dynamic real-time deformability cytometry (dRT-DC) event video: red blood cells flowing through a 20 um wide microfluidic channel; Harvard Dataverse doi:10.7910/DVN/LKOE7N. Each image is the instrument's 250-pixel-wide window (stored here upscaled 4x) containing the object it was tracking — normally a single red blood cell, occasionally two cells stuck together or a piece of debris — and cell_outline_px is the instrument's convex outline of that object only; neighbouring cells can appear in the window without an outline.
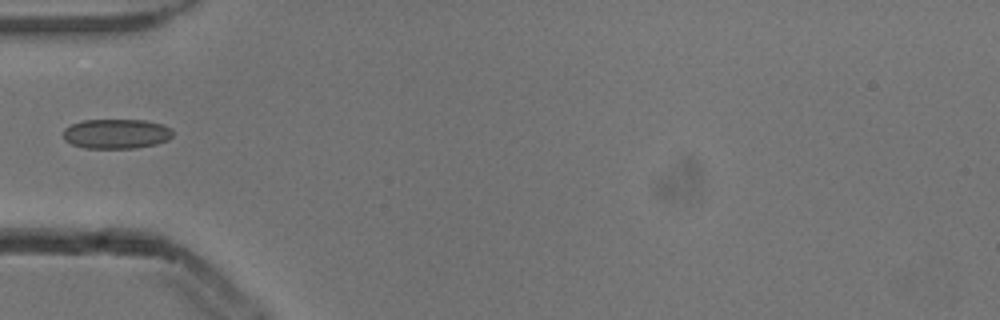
{"species": "common noctule bat (a hibernating species)", "species_latin": "Nyctalus noctula", "temperature_condition": "cold", "stored_images_in_passage": 1, "camera_frame_rate_fps": 3000, "um_per_image_px": 0.085, "animal": {"sex": "male", "body_mass_g": 13.3}, "frame": {"image": 1, "passage_image": 1, "time_ms": 0.0, "image_size_px": [1000, 320], "cell_outline_px": [[172, 136], [168, 140], [156, 144], [136, 148], [84, 148], [72, 144], [64, 140], [64, 128], [72, 124], [84, 120], [144, 120], [164, 124], [172, 128]], "centroid_in_image_um": [9.91, 11.37], "position_along_channel_um": 75.1, "area_um2": 19.07}}